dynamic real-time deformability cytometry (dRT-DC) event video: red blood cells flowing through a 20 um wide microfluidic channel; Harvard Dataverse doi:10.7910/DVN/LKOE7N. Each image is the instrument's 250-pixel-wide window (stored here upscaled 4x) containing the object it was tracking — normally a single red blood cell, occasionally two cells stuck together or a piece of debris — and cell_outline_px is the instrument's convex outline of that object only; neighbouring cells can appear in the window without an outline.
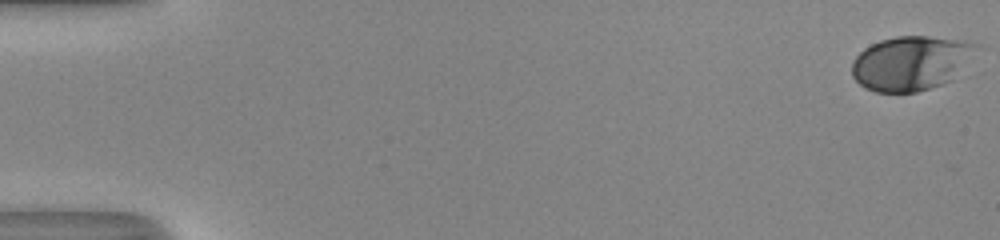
{"species": "human", "species_latin": "Homo sapiens", "temperature_condition": "room temperature", "stored_images_in_passage": 53, "camera_frame_rate_fps": 3000, "um_per_image_px": 0.085, "donor": {"sex": "male"}, "frame": {"image": 1, "passage_image": 1, "time_ms": 0.0, "image_size_px": [1000, 240], "cell_outline_px": [[984, 48], [952, 80], [944, 84], [916, 92], [876, 92], [864, 88], [852, 76], [852, 60], [864, 48], [880, 40], [896, 36], [928, 36], [972, 40], [980, 44]], "centroid_in_image_um": [77.55, 5.34], "position_along_channel_um": 7.5, "area_um2": 40.52}}
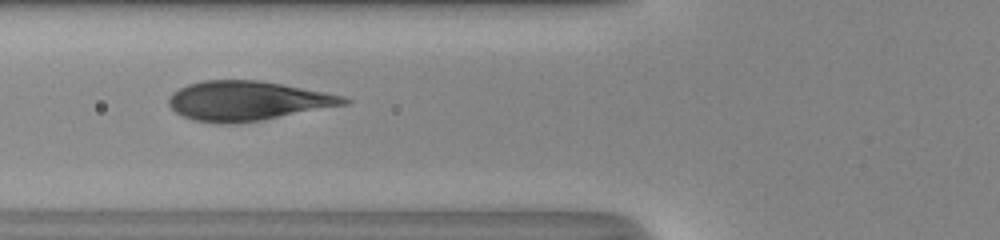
{"frame": {"image": 2, "passage_image": 22, "time_ms": 7.0, "image_size_px": [1000, 240], "cell_outline_px": [[352, 100], [348, 104], [260, 120], [236, 124], [228, 124], [196, 120], [184, 116], [176, 112], [168, 104], [168, 100], [172, 92], [188, 84], [204, 80], [260, 80], [324, 92], [344, 96]], "centroid_in_image_um": [21.03, 8.56], "position_along_channel_um": 104.8, "area_um2": 39.94}}
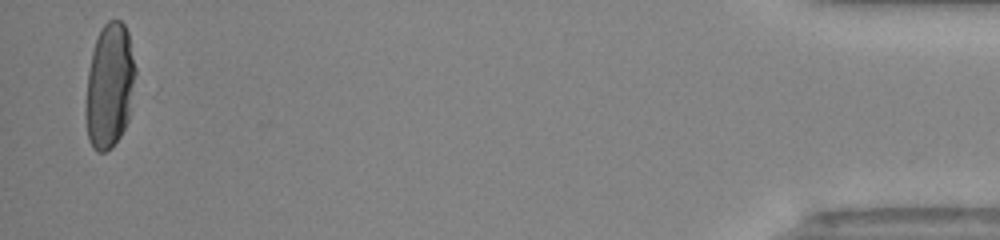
{"frame": {"image": 3, "passage_image": 52, "time_ms": 17.0, "image_size_px": [1000, 240], "cell_outline_px": [[136, 72], [128, 120], [120, 136], [112, 148], [104, 152], [96, 152], [92, 148], [88, 140], [84, 112], [84, 108], [88, 72], [92, 52], [96, 40], [104, 24], [108, 20], [120, 20], [124, 24], [128, 32], [136, 68]], "centroid_in_image_um": [9.29, 7.34], "position_along_channel_um": 425.9, "area_um2": 36.47}}